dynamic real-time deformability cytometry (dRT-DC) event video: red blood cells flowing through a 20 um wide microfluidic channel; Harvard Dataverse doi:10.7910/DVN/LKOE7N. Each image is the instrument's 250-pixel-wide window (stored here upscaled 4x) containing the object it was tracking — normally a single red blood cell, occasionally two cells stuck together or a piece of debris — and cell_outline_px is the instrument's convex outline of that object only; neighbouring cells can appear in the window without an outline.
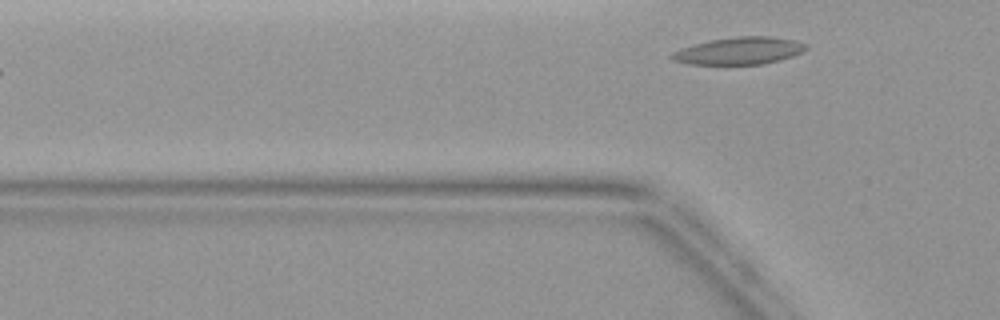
{"species": "common noctule bat (a hibernating species)", "species_latin": "Nyctalus noctula", "temperature_condition": "warm", "stored_images_in_passage": 4, "camera_frame_rate_fps": 3000, "um_per_image_px": 0.085, "animal": {"sex": "female", "body_mass_g": 19.9}, "frame": {"image": 1, "passage_image": 4, "time_ms": 4.667, "image_size_px": [1000, 320], "cell_outline_px": [[808, 48], [792, 56], [780, 60], [764, 64], [688, 64], [672, 60], [668, 56], [672, 52], [680, 48], [692, 44], [732, 36], [772, 36], [796, 40], [808, 44]], "centroid_in_image_um": [62.82, 4.31], "position_along_channel_um": 63.0, "area_um2": 21.56}}